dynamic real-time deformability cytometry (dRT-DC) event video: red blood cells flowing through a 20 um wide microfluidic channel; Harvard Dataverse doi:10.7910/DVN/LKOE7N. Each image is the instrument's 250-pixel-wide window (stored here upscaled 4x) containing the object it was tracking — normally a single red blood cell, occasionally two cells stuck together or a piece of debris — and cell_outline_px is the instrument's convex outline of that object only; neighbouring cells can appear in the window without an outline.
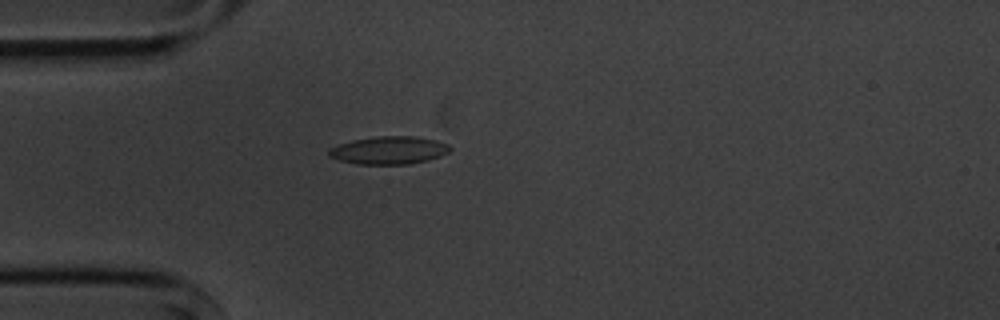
{"species": "common noctule bat (a hibernating species)", "species_latin": "Nyctalus noctula", "temperature_condition": "cold", "stored_images_in_passage": 5, "camera_frame_rate_fps": 3000, "um_per_image_px": 0.085, "animal": {"sex": "male", "body_mass_g": 20.1, "forearm_length_mm": 53.5}, "frame": {"image": 1, "passage_image": 5, "time_ms": 4.667, "image_size_px": [1000, 320], "cell_outline_px": [[452, 148], [448, 152], [440, 156], [428, 160], [408, 164], [356, 164], [340, 160], [328, 156], [328, 148], [352, 140], [376, 136], [416, 136], [436, 140], [448, 144]], "centroid_in_image_um": [33.06, 12.77], "position_along_channel_um": 51.9, "area_um2": 19.71}}